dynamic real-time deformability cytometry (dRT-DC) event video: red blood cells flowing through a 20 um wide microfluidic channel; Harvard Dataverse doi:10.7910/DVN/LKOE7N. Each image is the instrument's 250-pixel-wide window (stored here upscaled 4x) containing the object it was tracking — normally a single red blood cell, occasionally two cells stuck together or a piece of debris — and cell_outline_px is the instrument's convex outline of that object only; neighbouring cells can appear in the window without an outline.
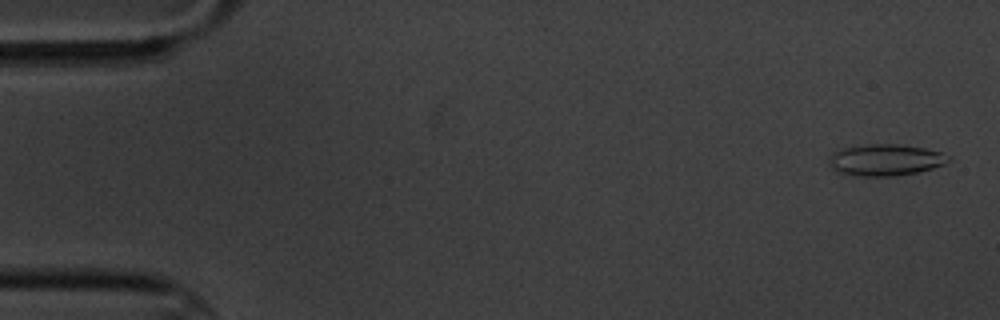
{"species": "common noctule bat (a hibernating species)", "species_latin": "Nyctalus noctula", "temperature_condition": "cold", "stored_images_in_passage": 6, "camera_frame_rate_fps": 3000, "um_per_image_px": 0.085, "animal": {"sex": "male", "body_mass_g": 20.1, "forearm_length_mm": 53.5}, "frame": {"image": 1, "passage_image": 1, "time_ms": 0.0, "image_size_px": [1000, 320], "cell_outline_px": [[952, 160], [944, 164], [932, 168], [916, 172], [892, 176], [856, 176], [836, 172], [832, 168], [828, 160], [828, 156], [844, 148], [868, 144], [896, 144], [924, 148], [940, 152], [952, 156]], "centroid_in_image_um": [75.26, 13.6], "position_along_channel_um": 9.7, "area_um2": 21.91}}
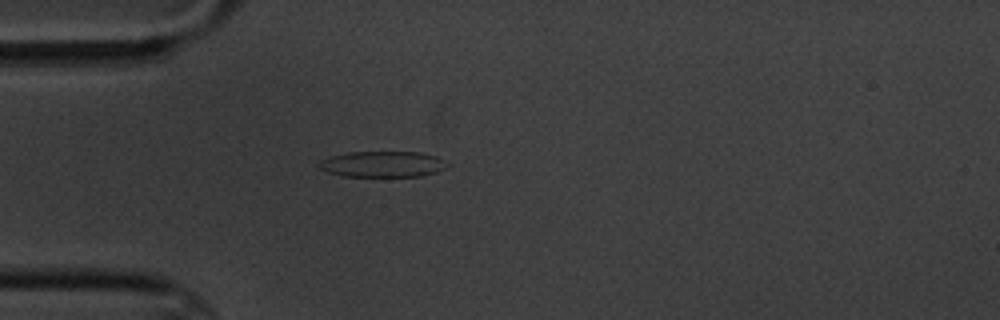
{"frame": {"image": 2, "passage_image": 5, "time_ms": 4.667, "image_size_px": [1000, 320], "cell_outline_px": [[444, 168], [436, 172], [420, 176], [344, 176], [328, 172], [320, 168], [316, 164], [320, 160], [332, 156], [348, 152], [420, 152], [436, 156], [444, 160]], "centroid_in_image_um": [32.47, 13.95], "position_along_channel_um": 52.5, "area_um2": 19.13}}